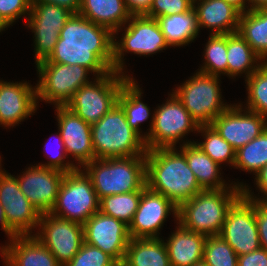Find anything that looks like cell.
<instances>
[{
  "mask_svg": "<svg viewBox=\"0 0 267 266\" xmlns=\"http://www.w3.org/2000/svg\"><path fill=\"white\" fill-rule=\"evenodd\" d=\"M192 266H208L203 260L198 262V263H195L194 265Z\"/></svg>",
  "mask_w": 267,
  "mask_h": 266,
  "instance_id": "f5cc1de1",
  "label": "cell"
},
{
  "mask_svg": "<svg viewBox=\"0 0 267 266\" xmlns=\"http://www.w3.org/2000/svg\"><path fill=\"white\" fill-rule=\"evenodd\" d=\"M204 133L205 141L196 143L214 162L219 165L229 162L232 166L236 160V150L220 136L212 125L199 126L198 132Z\"/></svg>",
  "mask_w": 267,
  "mask_h": 266,
  "instance_id": "836d02e7",
  "label": "cell"
},
{
  "mask_svg": "<svg viewBox=\"0 0 267 266\" xmlns=\"http://www.w3.org/2000/svg\"><path fill=\"white\" fill-rule=\"evenodd\" d=\"M203 261L208 266H238V255L220 235L207 236Z\"/></svg>",
  "mask_w": 267,
  "mask_h": 266,
  "instance_id": "8d00e7d4",
  "label": "cell"
},
{
  "mask_svg": "<svg viewBox=\"0 0 267 266\" xmlns=\"http://www.w3.org/2000/svg\"><path fill=\"white\" fill-rule=\"evenodd\" d=\"M0 223L2 226L3 231H5L6 234H8L9 240H12L15 236H17L9 227L6 222L4 207L0 204Z\"/></svg>",
  "mask_w": 267,
  "mask_h": 266,
  "instance_id": "7dc6e473",
  "label": "cell"
},
{
  "mask_svg": "<svg viewBox=\"0 0 267 266\" xmlns=\"http://www.w3.org/2000/svg\"><path fill=\"white\" fill-rule=\"evenodd\" d=\"M127 23L122 41L118 43L114 39L113 43V70L119 73H123L124 51L141 56L160 52L169 46L156 18L132 15Z\"/></svg>",
  "mask_w": 267,
  "mask_h": 266,
  "instance_id": "8fae6325",
  "label": "cell"
},
{
  "mask_svg": "<svg viewBox=\"0 0 267 266\" xmlns=\"http://www.w3.org/2000/svg\"><path fill=\"white\" fill-rule=\"evenodd\" d=\"M32 2H43L52 5L63 7L73 14H78L80 9L81 0H32Z\"/></svg>",
  "mask_w": 267,
  "mask_h": 266,
  "instance_id": "bcb514c9",
  "label": "cell"
},
{
  "mask_svg": "<svg viewBox=\"0 0 267 266\" xmlns=\"http://www.w3.org/2000/svg\"><path fill=\"white\" fill-rule=\"evenodd\" d=\"M91 133L96 159L146 155L145 140L127 123L118 104L91 125Z\"/></svg>",
  "mask_w": 267,
  "mask_h": 266,
  "instance_id": "5b68a950",
  "label": "cell"
},
{
  "mask_svg": "<svg viewBox=\"0 0 267 266\" xmlns=\"http://www.w3.org/2000/svg\"><path fill=\"white\" fill-rule=\"evenodd\" d=\"M256 223L261 248L267 250V201H256Z\"/></svg>",
  "mask_w": 267,
  "mask_h": 266,
  "instance_id": "60d3db41",
  "label": "cell"
},
{
  "mask_svg": "<svg viewBox=\"0 0 267 266\" xmlns=\"http://www.w3.org/2000/svg\"><path fill=\"white\" fill-rule=\"evenodd\" d=\"M1 248L7 266H61L36 236H15Z\"/></svg>",
  "mask_w": 267,
  "mask_h": 266,
  "instance_id": "7402d4cb",
  "label": "cell"
},
{
  "mask_svg": "<svg viewBox=\"0 0 267 266\" xmlns=\"http://www.w3.org/2000/svg\"><path fill=\"white\" fill-rule=\"evenodd\" d=\"M248 3H252L250 8L248 7L246 11L255 10L260 8H267V0H247Z\"/></svg>",
  "mask_w": 267,
  "mask_h": 266,
  "instance_id": "681fc988",
  "label": "cell"
},
{
  "mask_svg": "<svg viewBox=\"0 0 267 266\" xmlns=\"http://www.w3.org/2000/svg\"><path fill=\"white\" fill-rule=\"evenodd\" d=\"M243 186L235 184L222 190L198 193L178 206V224L205 236L220 235L228 210L242 195Z\"/></svg>",
  "mask_w": 267,
  "mask_h": 266,
  "instance_id": "3957f363",
  "label": "cell"
},
{
  "mask_svg": "<svg viewBox=\"0 0 267 266\" xmlns=\"http://www.w3.org/2000/svg\"><path fill=\"white\" fill-rule=\"evenodd\" d=\"M110 266H126L124 260H116Z\"/></svg>",
  "mask_w": 267,
  "mask_h": 266,
  "instance_id": "816d5d0a",
  "label": "cell"
},
{
  "mask_svg": "<svg viewBox=\"0 0 267 266\" xmlns=\"http://www.w3.org/2000/svg\"><path fill=\"white\" fill-rule=\"evenodd\" d=\"M84 167L99 200L147 187L145 156L94 159Z\"/></svg>",
  "mask_w": 267,
  "mask_h": 266,
  "instance_id": "277c9868",
  "label": "cell"
},
{
  "mask_svg": "<svg viewBox=\"0 0 267 266\" xmlns=\"http://www.w3.org/2000/svg\"><path fill=\"white\" fill-rule=\"evenodd\" d=\"M115 261L108 253L84 242L65 266H110Z\"/></svg>",
  "mask_w": 267,
  "mask_h": 266,
  "instance_id": "74e56055",
  "label": "cell"
},
{
  "mask_svg": "<svg viewBox=\"0 0 267 266\" xmlns=\"http://www.w3.org/2000/svg\"><path fill=\"white\" fill-rule=\"evenodd\" d=\"M56 112L66 154L72 155L82 167L96 159L91 125L66 106H56Z\"/></svg>",
  "mask_w": 267,
  "mask_h": 266,
  "instance_id": "ffe728a7",
  "label": "cell"
},
{
  "mask_svg": "<svg viewBox=\"0 0 267 266\" xmlns=\"http://www.w3.org/2000/svg\"><path fill=\"white\" fill-rule=\"evenodd\" d=\"M0 204L4 207L8 227L17 236L30 235L32 228L39 225L41 213L21 192L17 178L1 170V167Z\"/></svg>",
  "mask_w": 267,
  "mask_h": 266,
  "instance_id": "9a60e30c",
  "label": "cell"
},
{
  "mask_svg": "<svg viewBox=\"0 0 267 266\" xmlns=\"http://www.w3.org/2000/svg\"><path fill=\"white\" fill-rule=\"evenodd\" d=\"M248 91L247 110L256 112L267 119V61L246 80Z\"/></svg>",
  "mask_w": 267,
  "mask_h": 266,
  "instance_id": "d590c367",
  "label": "cell"
},
{
  "mask_svg": "<svg viewBox=\"0 0 267 266\" xmlns=\"http://www.w3.org/2000/svg\"><path fill=\"white\" fill-rule=\"evenodd\" d=\"M40 80L36 85L37 99L66 106L75 92L88 81L90 70L80 65L37 63Z\"/></svg>",
  "mask_w": 267,
  "mask_h": 266,
  "instance_id": "30bf717a",
  "label": "cell"
},
{
  "mask_svg": "<svg viewBox=\"0 0 267 266\" xmlns=\"http://www.w3.org/2000/svg\"><path fill=\"white\" fill-rule=\"evenodd\" d=\"M220 236L238 255L261 248L256 223V200L241 195L228 210Z\"/></svg>",
  "mask_w": 267,
  "mask_h": 266,
  "instance_id": "7c38bea8",
  "label": "cell"
},
{
  "mask_svg": "<svg viewBox=\"0 0 267 266\" xmlns=\"http://www.w3.org/2000/svg\"><path fill=\"white\" fill-rule=\"evenodd\" d=\"M31 3L32 0H0V13L12 24L22 15H29Z\"/></svg>",
  "mask_w": 267,
  "mask_h": 266,
  "instance_id": "ab89813d",
  "label": "cell"
},
{
  "mask_svg": "<svg viewBox=\"0 0 267 266\" xmlns=\"http://www.w3.org/2000/svg\"><path fill=\"white\" fill-rule=\"evenodd\" d=\"M141 90L131 77L121 86L117 104L125 113L127 123L140 136L139 124L147 120L150 116L149 107L142 103Z\"/></svg>",
  "mask_w": 267,
  "mask_h": 266,
  "instance_id": "4dcf8cb0",
  "label": "cell"
},
{
  "mask_svg": "<svg viewBox=\"0 0 267 266\" xmlns=\"http://www.w3.org/2000/svg\"><path fill=\"white\" fill-rule=\"evenodd\" d=\"M225 2L231 4L235 8H237L241 13H245L246 11V2L247 0H224Z\"/></svg>",
  "mask_w": 267,
  "mask_h": 266,
  "instance_id": "c3c4849f",
  "label": "cell"
},
{
  "mask_svg": "<svg viewBox=\"0 0 267 266\" xmlns=\"http://www.w3.org/2000/svg\"><path fill=\"white\" fill-rule=\"evenodd\" d=\"M58 139L57 140L60 143V147H62L61 149L63 150L62 154L61 153L56 154L53 158L50 159V161L47 164L45 163L40 166L59 170L64 173L75 171L76 169H78V166L73 165V163L67 162L63 164V162L65 161L64 159L66 158L68 154H66L63 139L61 138L60 132L58 135Z\"/></svg>",
  "mask_w": 267,
  "mask_h": 266,
  "instance_id": "b9f144b4",
  "label": "cell"
},
{
  "mask_svg": "<svg viewBox=\"0 0 267 266\" xmlns=\"http://www.w3.org/2000/svg\"><path fill=\"white\" fill-rule=\"evenodd\" d=\"M256 185L259 188L260 192L264 193L265 197L262 199L252 197L253 194L250 193V190L247 187H242V195L251 201H267V164L262 167L256 174Z\"/></svg>",
  "mask_w": 267,
  "mask_h": 266,
  "instance_id": "ee69618b",
  "label": "cell"
},
{
  "mask_svg": "<svg viewBox=\"0 0 267 266\" xmlns=\"http://www.w3.org/2000/svg\"><path fill=\"white\" fill-rule=\"evenodd\" d=\"M120 74L112 70L96 77L95 83L80 87L66 107L90 125L98 122L117 104L121 86L129 78Z\"/></svg>",
  "mask_w": 267,
  "mask_h": 266,
  "instance_id": "8992f818",
  "label": "cell"
},
{
  "mask_svg": "<svg viewBox=\"0 0 267 266\" xmlns=\"http://www.w3.org/2000/svg\"><path fill=\"white\" fill-rule=\"evenodd\" d=\"M170 211L177 218L178 207L164 195L146 187L128 226L130 238H159L158 231Z\"/></svg>",
  "mask_w": 267,
  "mask_h": 266,
  "instance_id": "ac0fdd59",
  "label": "cell"
},
{
  "mask_svg": "<svg viewBox=\"0 0 267 266\" xmlns=\"http://www.w3.org/2000/svg\"><path fill=\"white\" fill-rule=\"evenodd\" d=\"M128 11L131 15H145L153 0H124Z\"/></svg>",
  "mask_w": 267,
  "mask_h": 266,
  "instance_id": "f6af8a7d",
  "label": "cell"
},
{
  "mask_svg": "<svg viewBox=\"0 0 267 266\" xmlns=\"http://www.w3.org/2000/svg\"><path fill=\"white\" fill-rule=\"evenodd\" d=\"M78 14L116 34L132 16L124 0H81Z\"/></svg>",
  "mask_w": 267,
  "mask_h": 266,
  "instance_id": "d4e9b609",
  "label": "cell"
},
{
  "mask_svg": "<svg viewBox=\"0 0 267 266\" xmlns=\"http://www.w3.org/2000/svg\"><path fill=\"white\" fill-rule=\"evenodd\" d=\"M157 21L169 46H181L193 41L198 35L196 13L193 8L182 14L158 17Z\"/></svg>",
  "mask_w": 267,
  "mask_h": 266,
  "instance_id": "83f0119b",
  "label": "cell"
},
{
  "mask_svg": "<svg viewBox=\"0 0 267 266\" xmlns=\"http://www.w3.org/2000/svg\"><path fill=\"white\" fill-rule=\"evenodd\" d=\"M238 266H267V250L260 248L238 256Z\"/></svg>",
  "mask_w": 267,
  "mask_h": 266,
  "instance_id": "7bdbcfd3",
  "label": "cell"
},
{
  "mask_svg": "<svg viewBox=\"0 0 267 266\" xmlns=\"http://www.w3.org/2000/svg\"><path fill=\"white\" fill-rule=\"evenodd\" d=\"M65 173L39 165L31 166L17 178L21 192L41 214L55 206Z\"/></svg>",
  "mask_w": 267,
  "mask_h": 266,
  "instance_id": "d6986e66",
  "label": "cell"
},
{
  "mask_svg": "<svg viewBox=\"0 0 267 266\" xmlns=\"http://www.w3.org/2000/svg\"><path fill=\"white\" fill-rule=\"evenodd\" d=\"M99 201L91 178L78 168L65 173L56 204L50 213L83 225L99 211Z\"/></svg>",
  "mask_w": 267,
  "mask_h": 266,
  "instance_id": "52a82bcc",
  "label": "cell"
},
{
  "mask_svg": "<svg viewBox=\"0 0 267 266\" xmlns=\"http://www.w3.org/2000/svg\"><path fill=\"white\" fill-rule=\"evenodd\" d=\"M199 125L172 92L169 100L155 111L150 131L143 136L147 149L173 148L191 131H198Z\"/></svg>",
  "mask_w": 267,
  "mask_h": 266,
  "instance_id": "9c48e42d",
  "label": "cell"
},
{
  "mask_svg": "<svg viewBox=\"0 0 267 266\" xmlns=\"http://www.w3.org/2000/svg\"><path fill=\"white\" fill-rule=\"evenodd\" d=\"M72 15V12L58 5L31 3L27 23L35 33L36 64L46 60L53 52L61 29Z\"/></svg>",
  "mask_w": 267,
  "mask_h": 266,
  "instance_id": "5bb4252c",
  "label": "cell"
},
{
  "mask_svg": "<svg viewBox=\"0 0 267 266\" xmlns=\"http://www.w3.org/2000/svg\"><path fill=\"white\" fill-rule=\"evenodd\" d=\"M11 24L0 13V32Z\"/></svg>",
  "mask_w": 267,
  "mask_h": 266,
  "instance_id": "f907efd6",
  "label": "cell"
},
{
  "mask_svg": "<svg viewBox=\"0 0 267 266\" xmlns=\"http://www.w3.org/2000/svg\"><path fill=\"white\" fill-rule=\"evenodd\" d=\"M142 191L143 190H138L130 193L103 197L99 201V211L105 215L123 221L129 226L138 209Z\"/></svg>",
  "mask_w": 267,
  "mask_h": 266,
  "instance_id": "1f68e13d",
  "label": "cell"
},
{
  "mask_svg": "<svg viewBox=\"0 0 267 266\" xmlns=\"http://www.w3.org/2000/svg\"><path fill=\"white\" fill-rule=\"evenodd\" d=\"M207 236L185 229L180 224L167 241L171 266H192L203 260Z\"/></svg>",
  "mask_w": 267,
  "mask_h": 266,
  "instance_id": "cb8c5ba5",
  "label": "cell"
},
{
  "mask_svg": "<svg viewBox=\"0 0 267 266\" xmlns=\"http://www.w3.org/2000/svg\"><path fill=\"white\" fill-rule=\"evenodd\" d=\"M238 32L265 62V59L267 60V8L241 13Z\"/></svg>",
  "mask_w": 267,
  "mask_h": 266,
  "instance_id": "f1b7e54d",
  "label": "cell"
},
{
  "mask_svg": "<svg viewBox=\"0 0 267 266\" xmlns=\"http://www.w3.org/2000/svg\"><path fill=\"white\" fill-rule=\"evenodd\" d=\"M40 233L33 234L47 247L61 266H65L84 243L83 225L54 214L43 213L38 225Z\"/></svg>",
  "mask_w": 267,
  "mask_h": 266,
  "instance_id": "4fadbf2b",
  "label": "cell"
},
{
  "mask_svg": "<svg viewBox=\"0 0 267 266\" xmlns=\"http://www.w3.org/2000/svg\"><path fill=\"white\" fill-rule=\"evenodd\" d=\"M37 93L27 82L0 81V124L14 126L37 109Z\"/></svg>",
  "mask_w": 267,
  "mask_h": 266,
  "instance_id": "44dd1931",
  "label": "cell"
},
{
  "mask_svg": "<svg viewBox=\"0 0 267 266\" xmlns=\"http://www.w3.org/2000/svg\"><path fill=\"white\" fill-rule=\"evenodd\" d=\"M267 164V127L264 131L246 145L236 151L234 167L255 172L256 174Z\"/></svg>",
  "mask_w": 267,
  "mask_h": 266,
  "instance_id": "d6a6232c",
  "label": "cell"
},
{
  "mask_svg": "<svg viewBox=\"0 0 267 266\" xmlns=\"http://www.w3.org/2000/svg\"><path fill=\"white\" fill-rule=\"evenodd\" d=\"M262 60L239 34H227V75L234 77L246 72V79L259 67L257 61ZM257 63L254 66V63Z\"/></svg>",
  "mask_w": 267,
  "mask_h": 266,
  "instance_id": "f546056e",
  "label": "cell"
},
{
  "mask_svg": "<svg viewBox=\"0 0 267 266\" xmlns=\"http://www.w3.org/2000/svg\"><path fill=\"white\" fill-rule=\"evenodd\" d=\"M145 160L146 186L167 197L177 207L204 191L185 155L176 152L175 147L147 149Z\"/></svg>",
  "mask_w": 267,
  "mask_h": 266,
  "instance_id": "7a4b0ae2",
  "label": "cell"
},
{
  "mask_svg": "<svg viewBox=\"0 0 267 266\" xmlns=\"http://www.w3.org/2000/svg\"><path fill=\"white\" fill-rule=\"evenodd\" d=\"M193 8V0H153L145 16L150 18L182 14Z\"/></svg>",
  "mask_w": 267,
  "mask_h": 266,
  "instance_id": "f35d334b",
  "label": "cell"
},
{
  "mask_svg": "<svg viewBox=\"0 0 267 266\" xmlns=\"http://www.w3.org/2000/svg\"><path fill=\"white\" fill-rule=\"evenodd\" d=\"M114 38L110 29L73 14L61 29L53 52L39 63L80 65L103 76L113 70Z\"/></svg>",
  "mask_w": 267,
  "mask_h": 266,
  "instance_id": "6da1fadb",
  "label": "cell"
},
{
  "mask_svg": "<svg viewBox=\"0 0 267 266\" xmlns=\"http://www.w3.org/2000/svg\"><path fill=\"white\" fill-rule=\"evenodd\" d=\"M180 150L185 155L189 168L204 190H222L229 188L225 186L226 184L219 177V164L204 153L196 142H186Z\"/></svg>",
  "mask_w": 267,
  "mask_h": 266,
  "instance_id": "484cf974",
  "label": "cell"
},
{
  "mask_svg": "<svg viewBox=\"0 0 267 266\" xmlns=\"http://www.w3.org/2000/svg\"><path fill=\"white\" fill-rule=\"evenodd\" d=\"M204 50L205 65L199 72L219 76L227 74V34H212L209 36Z\"/></svg>",
  "mask_w": 267,
  "mask_h": 266,
  "instance_id": "e575fe53",
  "label": "cell"
},
{
  "mask_svg": "<svg viewBox=\"0 0 267 266\" xmlns=\"http://www.w3.org/2000/svg\"><path fill=\"white\" fill-rule=\"evenodd\" d=\"M218 78L197 72L173 92L199 126L211 125L230 106L222 102Z\"/></svg>",
  "mask_w": 267,
  "mask_h": 266,
  "instance_id": "ba28073f",
  "label": "cell"
},
{
  "mask_svg": "<svg viewBox=\"0 0 267 266\" xmlns=\"http://www.w3.org/2000/svg\"><path fill=\"white\" fill-rule=\"evenodd\" d=\"M123 260L126 266H171L161 238H131Z\"/></svg>",
  "mask_w": 267,
  "mask_h": 266,
  "instance_id": "4316f807",
  "label": "cell"
},
{
  "mask_svg": "<svg viewBox=\"0 0 267 266\" xmlns=\"http://www.w3.org/2000/svg\"><path fill=\"white\" fill-rule=\"evenodd\" d=\"M193 1L197 24L201 27L212 28L213 34H230L238 32L241 12L224 0ZM200 2V3H199Z\"/></svg>",
  "mask_w": 267,
  "mask_h": 266,
  "instance_id": "603a6c76",
  "label": "cell"
},
{
  "mask_svg": "<svg viewBox=\"0 0 267 266\" xmlns=\"http://www.w3.org/2000/svg\"><path fill=\"white\" fill-rule=\"evenodd\" d=\"M241 105H230L212 121V126L236 151L258 137L267 127V119L262 115L246 111Z\"/></svg>",
  "mask_w": 267,
  "mask_h": 266,
  "instance_id": "e0dca14e",
  "label": "cell"
},
{
  "mask_svg": "<svg viewBox=\"0 0 267 266\" xmlns=\"http://www.w3.org/2000/svg\"><path fill=\"white\" fill-rule=\"evenodd\" d=\"M84 242L108 253L115 260H123L130 242L128 225L100 211L84 224Z\"/></svg>",
  "mask_w": 267,
  "mask_h": 266,
  "instance_id": "2e32d148",
  "label": "cell"
}]
</instances>
